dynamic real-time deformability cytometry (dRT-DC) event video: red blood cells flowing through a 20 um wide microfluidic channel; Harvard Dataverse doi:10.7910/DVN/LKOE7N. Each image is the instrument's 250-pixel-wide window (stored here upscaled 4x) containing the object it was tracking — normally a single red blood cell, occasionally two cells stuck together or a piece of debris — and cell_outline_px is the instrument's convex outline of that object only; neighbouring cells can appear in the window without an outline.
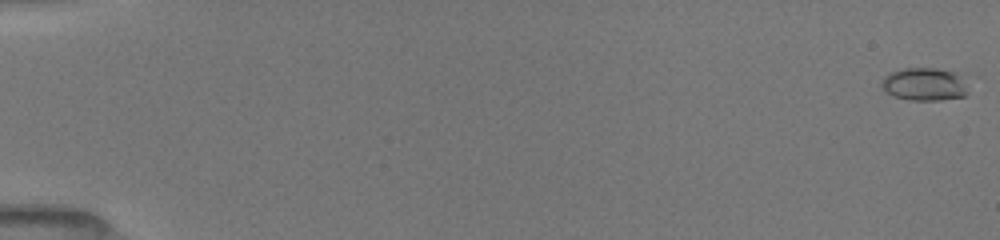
{"species": "common noctule bat (a hibernating species)", "species_latin": "Nyctalus noctula", "temperature_condition": "room temperature", "stored_images_in_passage": 40, "camera_frame_rate_fps": 3000, "um_per_image_px": 0.085, "animal": {"sex": "female", "body_mass_g": 19.5, "forearm_length_mm": 54.1}, "frame": {"image": 1, "passage_image": 1, "time_ms": 0.0, "image_size_px": [1000, 240], "cell_outline_px": [[968, 92], [964, 96], [940, 100], [908, 100], [892, 96], [880, 84], [884, 76], [892, 72], [904, 68], [936, 68], [952, 72], [960, 76]], "centroid_in_image_um": [78.54, 7.17], "position_along_channel_um": 6.5, "area_um2": 16.36}}
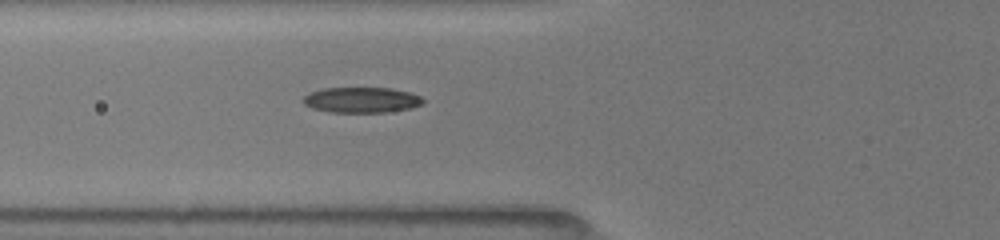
{"frame": {"image": 2, "passage_image": 27, "time_ms": 6.667, "image_size_px": [1000, 240], "cell_outline_px": [[424, 104], [412, 108], [388, 112], [328, 112], [312, 108], [304, 104], [304, 96], [308, 92], [324, 88], [392, 88], [408, 92], [420, 96], [424, 100]], "centroid_in_image_um": [30.74, 8.5], "position_along_channel_um": 95.1, "area_um2": 17.92}}
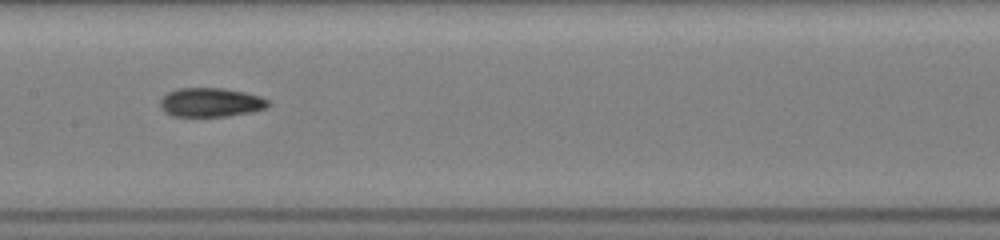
{"frame": {"image": 3, "passage_image": 39, "time_ms": 9.0, "image_size_px": [1000, 240], "cell_outline_px": [[272, 104], [264, 108], [252, 112], [228, 116], [172, 116], [164, 112], [160, 108], [160, 100], [168, 92], [176, 88], [224, 88], [244, 92], [260, 96], [268, 100]], "centroid_in_image_um": [17.9, 8.7], "position_along_channel_um": 189.5, "area_um2": 18.38}}